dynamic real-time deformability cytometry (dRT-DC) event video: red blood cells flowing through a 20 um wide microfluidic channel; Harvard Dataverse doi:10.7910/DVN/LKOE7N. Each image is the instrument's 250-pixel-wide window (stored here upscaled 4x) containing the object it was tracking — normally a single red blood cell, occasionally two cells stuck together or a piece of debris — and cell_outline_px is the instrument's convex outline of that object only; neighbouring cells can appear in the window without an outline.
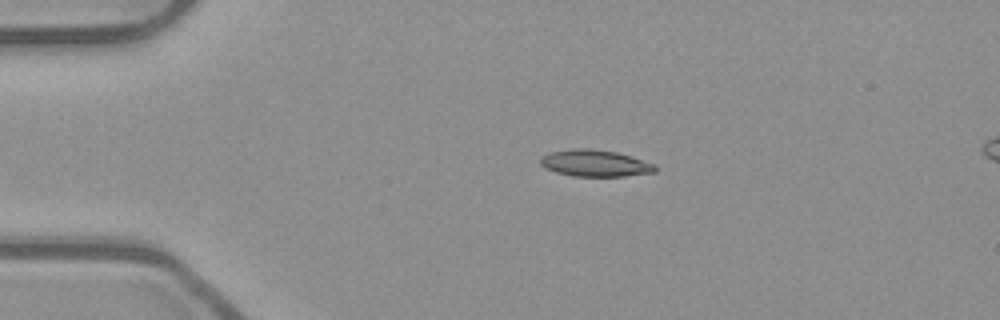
{"species": "common noctule bat (a hibernating species)", "species_latin": "Nyctalus noctula", "temperature_condition": "room temperature", "stored_images_in_passage": 43, "camera_frame_rate_fps": 3000, "um_per_image_px": 0.085, "animal": {"sex": "male", "body_mass_g": 23.1, "forearm_length_mm": 52.7}, "frame": {"image": 1, "passage_image": 1, "time_ms": 0.0, "image_size_px": [1000, 320], "cell_outline_px": [[656, 172], [624, 176], [572, 176], [556, 172], [544, 168], [540, 164], [540, 156], [548, 152], [572, 148], [592, 148], [616, 152], [632, 156], [656, 164]], "centroid_in_image_um": [50.55, 13.86], "position_along_channel_um": 34.4, "area_um2": 18.15}}
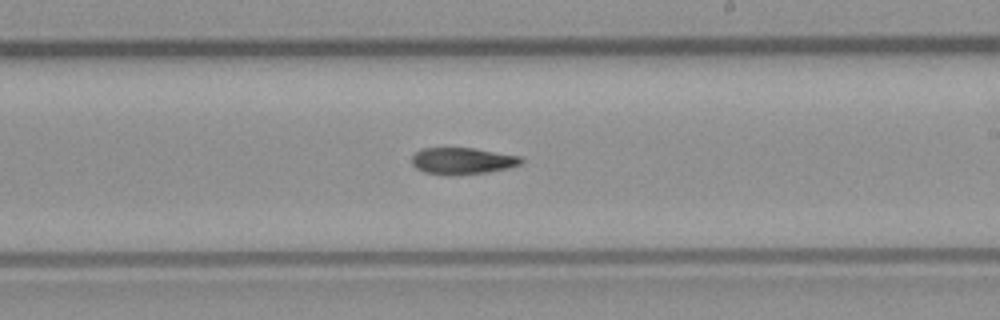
{"frame": {"image": 2, "passage_image": 21, "time_ms": 6.667, "image_size_px": [1000, 320], "cell_outline_px": [[524, 160], [520, 164], [508, 168], [488, 172], [424, 172], [416, 168], [412, 164], [412, 156], [416, 152], [424, 148], [476, 148], [520, 156]], "centroid_in_image_um": [39.35, 13.62], "position_along_channel_um": 249.7, "area_um2": 16.18}}
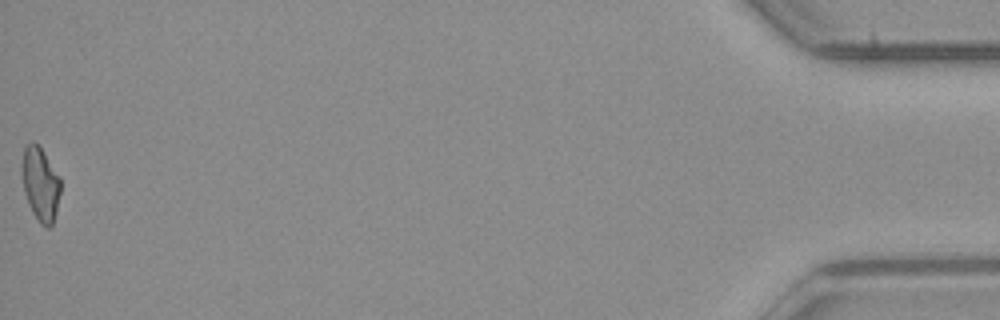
{"frame": {"image": 3, "passage_image": 43, "time_ms": 14.0, "image_size_px": [1000, 320], "cell_outline_px": [[60, 192], [56, 212], [52, 224], [48, 228], [44, 228], [40, 224], [32, 212], [28, 204], [24, 192], [20, 172], [20, 168], [24, 148], [32, 140], [40, 148], [60, 176]], "centroid_in_image_um": [3.41, 15.66], "position_along_channel_um": 431.8, "area_um2": 16.76}}